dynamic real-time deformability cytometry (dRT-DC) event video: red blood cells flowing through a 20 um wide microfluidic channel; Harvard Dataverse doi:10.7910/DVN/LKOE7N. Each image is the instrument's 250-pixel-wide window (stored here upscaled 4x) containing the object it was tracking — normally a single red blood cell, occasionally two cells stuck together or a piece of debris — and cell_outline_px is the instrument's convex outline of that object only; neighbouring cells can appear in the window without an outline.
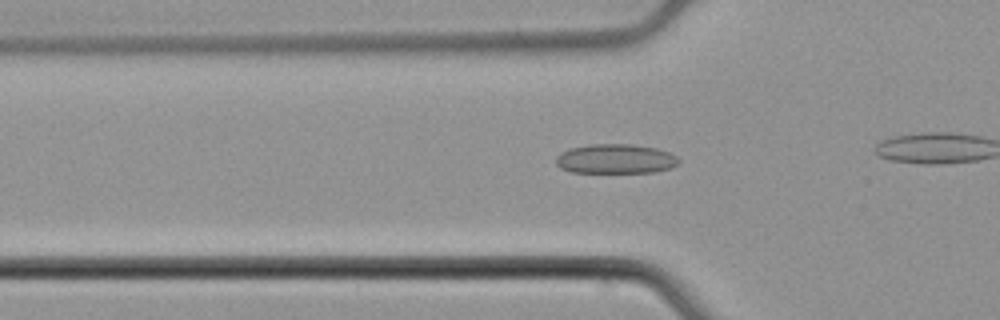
{"species": "common noctule bat (a hibernating species)", "species_latin": "Nyctalus noctula", "temperature_condition": "cold", "stored_images_in_passage": 42, "camera_frame_rate_fps": 3000, "um_per_image_px": 0.085, "animal": {"sex": "male", "body_mass_g": 21.5, "forearm_length_mm": 52.0}, "frame": {"image": 1, "passage_image": 18, "time_ms": 5.667, "image_size_px": [1000, 320], "cell_outline_px": [[680, 160], [672, 168], [652, 172], [572, 172], [560, 168], [556, 164], [556, 156], [560, 152], [572, 148], [588, 144], [632, 144], [656, 148], [668, 152], [676, 156]], "centroid_in_image_um": [52.3, 13.5], "position_along_channel_um": 73.5, "area_um2": 21.1}}
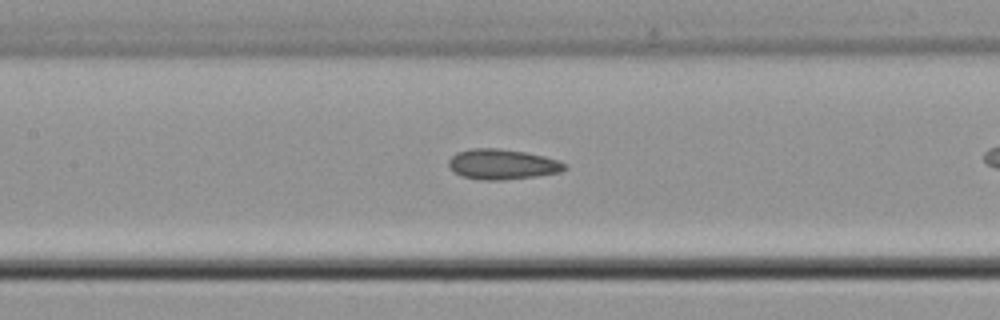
{"frame": {"image": 2, "passage_image": 25, "time_ms": 8.0, "image_size_px": [1000, 320], "cell_outline_px": [[568, 168], [560, 172], [536, 176], [500, 180], [484, 180], [460, 176], [448, 164], [448, 160], [456, 152], [472, 148], [500, 148], [524, 152], [544, 156], [560, 160], [568, 164]], "centroid_in_image_um": [42.73, 13.95], "position_along_channel_um": 164.7, "area_um2": 20.52}}
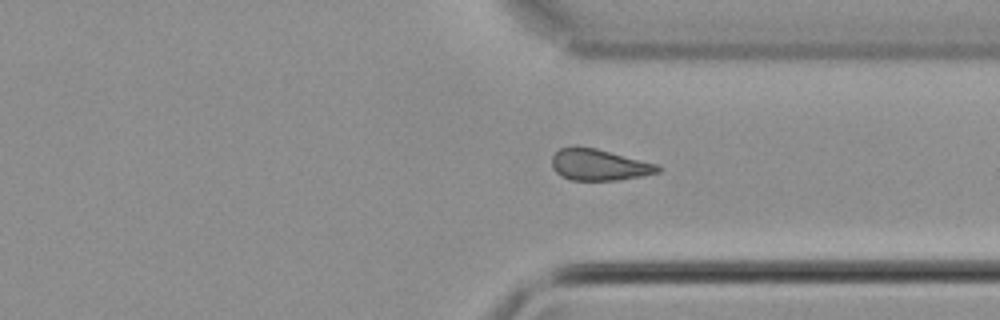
{"frame": {"image": 3, "passage_image": 40, "time_ms": 13.0, "image_size_px": [1000, 320], "cell_outline_px": [[664, 168], [660, 172], [640, 176], [616, 180], [572, 180], [560, 176], [552, 168], [552, 156], [560, 148], [572, 144], [576, 144], [596, 148], [656, 164]], "centroid_in_image_um": [50.87, 13.98], "position_along_channel_um": 360.5, "area_um2": 19.59}}